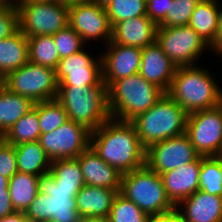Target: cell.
I'll return each instance as SVG.
<instances>
[{
    "label": "cell",
    "mask_w": 222,
    "mask_h": 222,
    "mask_svg": "<svg viewBox=\"0 0 222 222\" xmlns=\"http://www.w3.org/2000/svg\"><path fill=\"white\" fill-rule=\"evenodd\" d=\"M90 146L107 164L126 174L145 165L146 149L130 121L109 118L91 132Z\"/></svg>",
    "instance_id": "1"
},
{
    "label": "cell",
    "mask_w": 222,
    "mask_h": 222,
    "mask_svg": "<svg viewBox=\"0 0 222 222\" xmlns=\"http://www.w3.org/2000/svg\"><path fill=\"white\" fill-rule=\"evenodd\" d=\"M166 93L188 115L214 108L222 102V90L216 84L214 77L196 65L177 67Z\"/></svg>",
    "instance_id": "2"
},
{
    "label": "cell",
    "mask_w": 222,
    "mask_h": 222,
    "mask_svg": "<svg viewBox=\"0 0 222 222\" xmlns=\"http://www.w3.org/2000/svg\"><path fill=\"white\" fill-rule=\"evenodd\" d=\"M56 100L64 107L69 120L91 132L111 117L108 87L103 81L98 86H58Z\"/></svg>",
    "instance_id": "3"
},
{
    "label": "cell",
    "mask_w": 222,
    "mask_h": 222,
    "mask_svg": "<svg viewBox=\"0 0 222 222\" xmlns=\"http://www.w3.org/2000/svg\"><path fill=\"white\" fill-rule=\"evenodd\" d=\"M165 94L139 73L113 81L108 86V106L111 118L132 121L149 110Z\"/></svg>",
    "instance_id": "4"
},
{
    "label": "cell",
    "mask_w": 222,
    "mask_h": 222,
    "mask_svg": "<svg viewBox=\"0 0 222 222\" xmlns=\"http://www.w3.org/2000/svg\"><path fill=\"white\" fill-rule=\"evenodd\" d=\"M188 114L165 93L149 110L131 122L134 124L141 145H150L186 133Z\"/></svg>",
    "instance_id": "5"
},
{
    "label": "cell",
    "mask_w": 222,
    "mask_h": 222,
    "mask_svg": "<svg viewBox=\"0 0 222 222\" xmlns=\"http://www.w3.org/2000/svg\"><path fill=\"white\" fill-rule=\"evenodd\" d=\"M80 189L58 187L49 171L39 176V192L24 212L31 222H81L75 197Z\"/></svg>",
    "instance_id": "6"
},
{
    "label": "cell",
    "mask_w": 222,
    "mask_h": 222,
    "mask_svg": "<svg viewBox=\"0 0 222 222\" xmlns=\"http://www.w3.org/2000/svg\"><path fill=\"white\" fill-rule=\"evenodd\" d=\"M120 194L132 201L148 215H160L173 211L160 174L146 164L121 177Z\"/></svg>",
    "instance_id": "7"
},
{
    "label": "cell",
    "mask_w": 222,
    "mask_h": 222,
    "mask_svg": "<svg viewBox=\"0 0 222 222\" xmlns=\"http://www.w3.org/2000/svg\"><path fill=\"white\" fill-rule=\"evenodd\" d=\"M16 8L19 30L26 37L54 35L69 25V6L61 1L24 0Z\"/></svg>",
    "instance_id": "8"
},
{
    "label": "cell",
    "mask_w": 222,
    "mask_h": 222,
    "mask_svg": "<svg viewBox=\"0 0 222 222\" xmlns=\"http://www.w3.org/2000/svg\"><path fill=\"white\" fill-rule=\"evenodd\" d=\"M3 86L10 92L30 98L34 103L54 100L58 94V82L54 69L30 62L3 78Z\"/></svg>",
    "instance_id": "9"
},
{
    "label": "cell",
    "mask_w": 222,
    "mask_h": 222,
    "mask_svg": "<svg viewBox=\"0 0 222 222\" xmlns=\"http://www.w3.org/2000/svg\"><path fill=\"white\" fill-rule=\"evenodd\" d=\"M186 134L200 156H222V102L189 114Z\"/></svg>",
    "instance_id": "10"
},
{
    "label": "cell",
    "mask_w": 222,
    "mask_h": 222,
    "mask_svg": "<svg viewBox=\"0 0 222 222\" xmlns=\"http://www.w3.org/2000/svg\"><path fill=\"white\" fill-rule=\"evenodd\" d=\"M155 41L177 67L193 66L210 47L189 25L157 27Z\"/></svg>",
    "instance_id": "11"
},
{
    "label": "cell",
    "mask_w": 222,
    "mask_h": 222,
    "mask_svg": "<svg viewBox=\"0 0 222 222\" xmlns=\"http://www.w3.org/2000/svg\"><path fill=\"white\" fill-rule=\"evenodd\" d=\"M90 135L85 126L68 119L54 131L41 134L38 141L53 161L80 156L90 146Z\"/></svg>",
    "instance_id": "12"
},
{
    "label": "cell",
    "mask_w": 222,
    "mask_h": 222,
    "mask_svg": "<svg viewBox=\"0 0 222 222\" xmlns=\"http://www.w3.org/2000/svg\"><path fill=\"white\" fill-rule=\"evenodd\" d=\"M200 155L186 133L154 143L146 149L145 164L158 174L196 160Z\"/></svg>",
    "instance_id": "13"
},
{
    "label": "cell",
    "mask_w": 222,
    "mask_h": 222,
    "mask_svg": "<svg viewBox=\"0 0 222 222\" xmlns=\"http://www.w3.org/2000/svg\"><path fill=\"white\" fill-rule=\"evenodd\" d=\"M69 25L84 43L99 38L106 44L111 41L112 27L106 9L94 1L69 6Z\"/></svg>",
    "instance_id": "14"
},
{
    "label": "cell",
    "mask_w": 222,
    "mask_h": 222,
    "mask_svg": "<svg viewBox=\"0 0 222 222\" xmlns=\"http://www.w3.org/2000/svg\"><path fill=\"white\" fill-rule=\"evenodd\" d=\"M58 86H98L102 82V59L85 52L60 59L55 70Z\"/></svg>",
    "instance_id": "15"
},
{
    "label": "cell",
    "mask_w": 222,
    "mask_h": 222,
    "mask_svg": "<svg viewBox=\"0 0 222 222\" xmlns=\"http://www.w3.org/2000/svg\"><path fill=\"white\" fill-rule=\"evenodd\" d=\"M102 55V81L108 87L113 81L139 73L142 49L110 41Z\"/></svg>",
    "instance_id": "16"
},
{
    "label": "cell",
    "mask_w": 222,
    "mask_h": 222,
    "mask_svg": "<svg viewBox=\"0 0 222 222\" xmlns=\"http://www.w3.org/2000/svg\"><path fill=\"white\" fill-rule=\"evenodd\" d=\"M176 68L177 66L164 53L156 41L142 48L139 74L165 93L169 90Z\"/></svg>",
    "instance_id": "17"
},
{
    "label": "cell",
    "mask_w": 222,
    "mask_h": 222,
    "mask_svg": "<svg viewBox=\"0 0 222 222\" xmlns=\"http://www.w3.org/2000/svg\"><path fill=\"white\" fill-rule=\"evenodd\" d=\"M201 156L177 169L160 174L170 201L177 206L199 190Z\"/></svg>",
    "instance_id": "18"
},
{
    "label": "cell",
    "mask_w": 222,
    "mask_h": 222,
    "mask_svg": "<svg viewBox=\"0 0 222 222\" xmlns=\"http://www.w3.org/2000/svg\"><path fill=\"white\" fill-rule=\"evenodd\" d=\"M77 159L85 184L113 189L120 193L122 174L100 158L91 146Z\"/></svg>",
    "instance_id": "19"
},
{
    "label": "cell",
    "mask_w": 222,
    "mask_h": 222,
    "mask_svg": "<svg viewBox=\"0 0 222 222\" xmlns=\"http://www.w3.org/2000/svg\"><path fill=\"white\" fill-rule=\"evenodd\" d=\"M180 205L185 206L183 212L178 209ZM176 209L183 222H222V196L202 190L182 200Z\"/></svg>",
    "instance_id": "20"
},
{
    "label": "cell",
    "mask_w": 222,
    "mask_h": 222,
    "mask_svg": "<svg viewBox=\"0 0 222 222\" xmlns=\"http://www.w3.org/2000/svg\"><path fill=\"white\" fill-rule=\"evenodd\" d=\"M157 25L147 16L120 21L112 27L111 41L117 44L145 48L156 40Z\"/></svg>",
    "instance_id": "21"
},
{
    "label": "cell",
    "mask_w": 222,
    "mask_h": 222,
    "mask_svg": "<svg viewBox=\"0 0 222 222\" xmlns=\"http://www.w3.org/2000/svg\"><path fill=\"white\" fill-rule=\"evenodd\" d=\"M116 190L85 184L75 197L79 215L84 218H108Z\"/></svg>",
    "instance_id": "22"
},
{
    "label": "cell",
    "mask_w": 222,
    "mask_h": 222,
    "mask_svg": "<svg viewBox=\"0 0 222 222\" xmlns=\"http://www.w3.org/2000/svg\"><path fill=\"white\" fill-rule=\"evenodd\" d=\"M29 62L28 39L18 30L0 40V76L4 78Z\"/></svg>",
    "instance_id": "23"
},
{
    "label": "cell",
    "mask_w": 222,
    "mask_h": 222,
    "mask_svg": "<svg viewBox=\"0 0 222 222\" xmlns=\"http://www.w3.org/2000/svg\"><path fill=\"white\" fill-rule=\"evenodd\" d=\"M221 12L222 9H218L216 0H200L190 17L188 25L210 45L215 39Z\"/></svg>",
    "instance_id": "24"
},
{
    "label": "cell",
    "mask_w": 222,
    "mask_h": 222,
    "mask_svg": "<svg viewBox=\"0 0 222 222\" xmlns=\"http://www.w3.org/2000/svg\"><path fill=\"white\" fill-rule=\"evenodd\" d=\"M34 102L25 96L0 88V137H2L22 116L34 107Z\"/></svg>",
    "instance_id": "25"
},
{
    "label": "cell",
    "mask_w": 222,
    "mask_h": 222,
    "mask_svg": "<svg viewBox=\"0 0 222 222\" xmlns=\"http://www.w3.org/2000/svg\"><path fill=\"white\" fill-rule=\"evenodd\" d=\"M17 171L40 176L50 171L51 159L39 141L22 143L15 146Z\"/></svg>",
    "instance_id": "26"
},
{
    "label": "cell",
    "mask_w": 222,
    "mask_h": 222,
    "mask_svg": "<svg viewBox=\"0 0 222 222\" xmlns=\"http://www.w3.org/2000/svg\"><path fill=\"white\" fill-rule=\"evenodd\" d=\"M8 190L15 212H25L39 192V176L17 171L10 179Z\"/></svg>",
    "instance_id": "27"
},
{
    "label": "cell",
    "mask_w": 222,
    "mask_h": 222,
    "mask_svg": "<svg viewBox=\"0 0 222 222\" xmlns=\"http://www.w3.org/2000/svg\"><path fill=\"white\" fill-rule=\"evenodd\" d=\"M41 135L38 119V102L24 116H22L2 138L14 146L37 141Z\"/></svg>",
    "instance_id": "28"
},
{
    "label": "cell",
    "mask_w": 222,
    "mask_h": 222,
    "mask_svg": "<svg viewBox=\"0 0 222 222\" xmlns=\"http://www.w3.org/2000/svg\"><path fill=\"white\" fill-rule=\"evenodd\" d=\"M29 62L56 70L60 57L52 35L27 37Z\"/></svg>",
    "instance_id": "29"
},
{
    "label": "cell",
    "mask_w": 222,
    "mask_h": 222,
    "mask_svg": "<svg viewBox=\"0 0 222 222\" xmlns=\"http://www.w3.org/2000/svg\"><path fill=\"white\" fill-rule=\"evenodd\" d=\"M50 172L58 187L81 189L85 185L77 158L53 160Z\"/></svg>",
    "instance_id": "30"
},
{
    "label": "cell",
    "mask_w": 222,
    "mask_h": 222,
    "mask_svg": "<svg viewBox=\"0 0 222 222\" xmlns=\"http://www.w3.org/2000/svg\"><path fill=\"white\" fill-rule=\"evenodd\" d=\"M199 190L222 196V156H201Z\"/></svg>",
    "instance_id": "31"
},
{
    "label": "cell",
    "mask_w": 222,
    "mask_h": 222,
    "mask_svg": "<svg viewBox=\"0 0 222 222\" xmlns=\"http://www.w3.org/2000/svg\"><path fill=\"white\" fill-rule=\"evenodd\" d=\"M38 119L41 134L54 131L68 120L64 107L56 100L38 102Z\"/></svg>",
    "instance_id": "32"
},
{
    "label": "cell",
    "mask_w": 222,
    "mask_h": 222,
    "mask_svg": "<svg viewBox=\"0 0 222 222\" xmlns=\"http://www.w3.org/2000/svg\"><path fill=\"white\" fill-rule=\"evenodd\" d=\"M105 9L113 27L120 21L146 15V0H113Z\"/></svg>",
    "instance_id": "33"
},
{
    "label": "cell",
    "mask_w": 222,
    "mask_h": 222,
    "mask_svg": "<svg viewBox=\"0 0 222 222\" xmlns=\"http://www.w3.org/2000/svg\"><path fill=\"white\" fill-rule=\"evenodd\" d=\"M150 215L118 193L112 202L110 222H148Z\"/></svg>",
    "instance_id": "34"
},
{
    "label": "cell",
    "mask_w": 222,
    "mask_h": 222,
    "mask_svg": "<svg viewBox=\"0 0 222 222\" xmlns=\"http://www.w3.org/2000/svg\"><path fill=\"white\" fill-rule=\"evenodd\" d=\"M200 0L169 1V11L166 18L157 27L186 26Z\"/></svg>",
    "instance_id": "35"
},
{
    "label": "cell",
    "mask_w": 222,
    "mask_h": 222,
    "mask_svg": "<svg viewBox=\"0 0 222 222\" xmlns=\"http://www.w3.org/2000/svg\"><path fill=\"white\" fill-rule=\"evenodd\" d=\"M60 59L80 52L84 42L81 36L68 25L52 35Z\"/></svg>",
    "instance_id": "36"
},
{
    "label": "cell",
    "mask_w": 222,
    "mask_h": 222,
    "mask_svg": "<svg viewBox=\"0 0 222 222\" xmlns=\"http://www.w3.org/2000/svg\"><path fill=\"white\" fill-rule=\"evenodd\" d=\"M19 30L16 5L0 4V40L13 35Z\"/></svg>",
    "instance_id": "37"
},
{
    "label": "cell",
    "mask_w": 222,
    "mask_h": 222,
    "mask_svg": "<svg viewBox=\"0 0 222 222\" xmlns=\"http://www.w3.org/2000/svg\"><path fill=\"white\" fill-rule=\"evenodd\" d=\"M16 172L15 146L0 137V175L10 179Z\"/></svg>",
    "instance_id": "38"
},
{
    "label": "cell",
    "mask_w": 222,
    "mask_h": 222,
    "mask_svg": "<svg viewBox=\"0 0 222 222\" xmlns=\"http://www.w3.org/2000/svg\"><path fill=\"white\" fill-rule=\"evenodd\" d=\"M169 1L146 0V15L158 26L167 16Z\"/></svg>",
    "instance_id": "39"
},
{
    "label": "cell",
    "mask_w": 222,
    "mask_h": 222,
    "mask_svg": "<svg viewBox=\"0 0 222 222\" xmlns=\"http://www.w3.org/2000/svg\"><path fill=\"white\" fill-rule=\"evenodd\" d=\"M15 213L9 193H0V218Z\"/></svg>",
    "instance_id": "40"
},
{
    "label": "cell",
    "mask_w": 222,
    "mask_h": 222,
    "mask_svg": "<svg viewBox=\"0 0 222 222\" xmlns=\"http://www.w3.org/2000/svg\"><path fill=\"white\" fill-rule=\"evenodd\" d=\"M148 222H183L179 216L178 210L174 209L171 212L160 214V215H150Z\"/></svg>",
    "instance_id": "41"
},
{
    "label": "cell",
    "mask_w": 222,
    "mask_h": 222,
    "mask_svg": "<svg viewBox=\"0 0 222 222\" xmlns=\"http://www.w3.org/2000/svg\"><path fill=\"white\" fill-rule=\"evenodd\" d=\"M209 46L210 49H213L214 51L217 50L215 52H218L222 57V12L220 14L219 25L215 39Z\"/></svg>",
    "instance_id": "42"
},
{
    "label": "cell",
    "mask_w": 222,
    "mask_h": 222,
    "mask_svg": "<svg viewBox=\"0 0 222 222\" xmlns=\"http://www.w3.org/2000/svg\"><path fill=\"white\" fill-rule=\"evenodd\" d=\"M0 222H31L23 212H15L6 217L0 218Z\"/></svg>",
    "instance_id": "43"
},
{
    "label": "cell",
    "mask_w": 222,
    "mask_h": 222,
    "mask_svg": "<svg viewBox=\"0 0 222 222\" xmlns=\"http://www.w3.org/2000/svg\"><path fill=\"white\" fill-rule=\"evenodd\" d=\"M9 179L0 175V193H9Z\"/></svg>",
    "instance_id": "44"
},
{
    "label": "cell",
    "mask_w": 222,
    "mask_h": 222,
    "mask_svg": "<svg viewBox=\"0 0 222 222\" xmlns=\"http://www.w3.org/2000/svg\"><path fill=\"white\" fill-rule=\"evenodd\" d=\"M60 1L66 6H71L75 4L90 2L92 0H60Z\"/></svg>",
    "instance_id": "45"
},
{
    "label": "cell",
    "mask_w": 222,
    "mask_h": 222,
    "mask_svg": "<svg viewBox=\"0 0 222 222\" xmlns=\"http://www.w3.org/2000/svg\"><path fill=\"white\" fill-rule=\"evenodd\" d=\"M81 222H110L108 218H84Z\"/></svg>",
    "instance_id": "46"
},
{
    "label": "cell",
    "mask_w": 222,
    "mask_h": 222,
    "mask_svg": "<svg viewBox=\"0 0 222 222\" xmlns=\"http://www.w3.org/2000/svg\"><path fill=\"white\" fill-rule=\"evenodd\" d=\"M92 1H94L98 4H100L101 6L105 7L106 5H108L113 0H92Z\"/></svg>",
    "instance_id": "47"
},
{
    "label": "cell",
    "mask_w": 222,
    "mask_h": 222,
    "mask_svg": "<svg viewBox=\"0 0 222 222\" xmlns=\"http://www.w3.org/2000/svg\"><path fill=\"white\" fill-rule=\"evenodd\" d=\"M3 3H10L16 5L17 3H20L24 0H1Z\"/></svg>",
    "instance_id": "48"
},
{
    "label": "cell",
    "mask_w": 222,
    "mask_h": 222,
    "mask_svg": "<svg viewBox=\"0 0 222 222\" xmlns=\"http://www.w3.org/2000/svg\"><path fill=\"white\" fill-rule=\"evenodd\" d=\"M3 86V78L0 76V88Z\"/></svg>",
    "instance_id": "49"
}]
</instances>
